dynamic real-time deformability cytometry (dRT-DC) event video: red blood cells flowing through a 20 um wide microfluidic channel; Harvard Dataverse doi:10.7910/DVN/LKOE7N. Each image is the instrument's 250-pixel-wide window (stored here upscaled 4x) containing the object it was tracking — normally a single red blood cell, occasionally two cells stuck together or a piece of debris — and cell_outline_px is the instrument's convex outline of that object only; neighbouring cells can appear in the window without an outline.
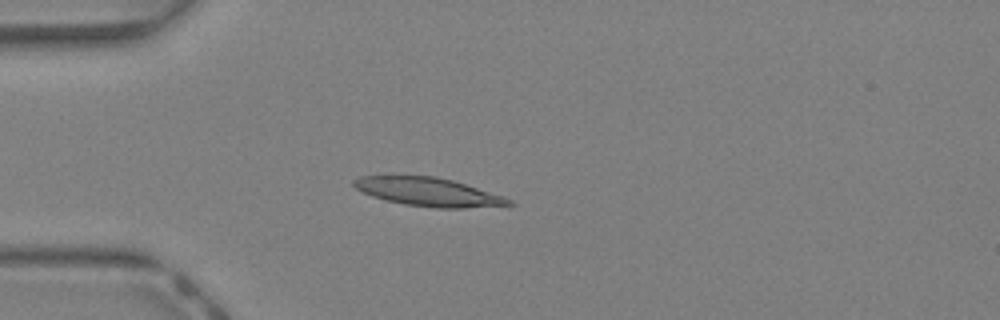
{"species": "Egyptian fruit bat (a non-hibernating species)", "species_latin": "Rousettus aegyptiacus", "temperature_condition": "warm", "stored_images_in_passage": 34, "camera_frame_rate_fps": 3000, "um_per_image_px": 0.085, "animal": {"sex": "female"}, "frame": {"image": 1, "passage_image": 3, "time_ms": 0.667, "image_size_px": [1000, 320], "cell_outline_px": [[516, 204], [464, 208], [436, 208], [404, 204], [384, 200], [372, 196], [356, 188], [352, 184], [352, 180], [360, 176], [384, 172], [392, 172], [436, 176], [452, 180], [504, 196], [512, 200]], "centroid_in_image_um": [36.27, 16.25], "position_along_channel_um": 48.7, "area_um2": 26.82}}
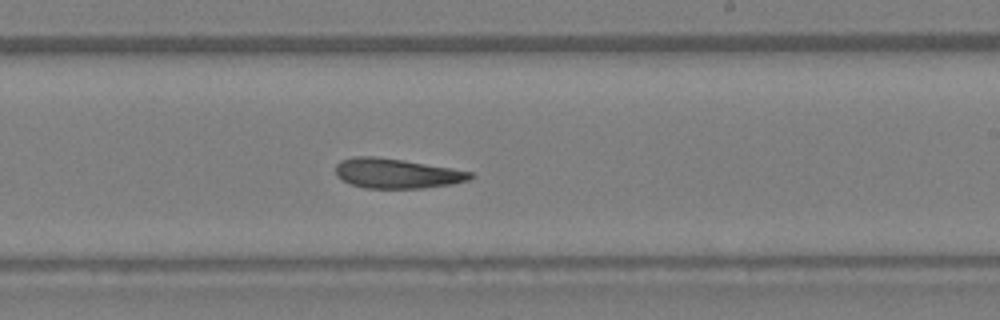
{"frame": {"image": 2, "passage_image": 17, "time_ms": 5.333, "image_size_px": [1000, 320], "cell_outline_px": [[476, 176], [468, 180], [452, 184], [424, 188], [364, 188], [352, 184], [336, 176], [336, 164], [340, 160], [352, 156], [376, 156], [404, 160], [452, 168], [472, 172]], "centroid_in_image_um": [33.72, 14.73], "position_along_channel_um": 255.3, "area_um2": 23.52}}
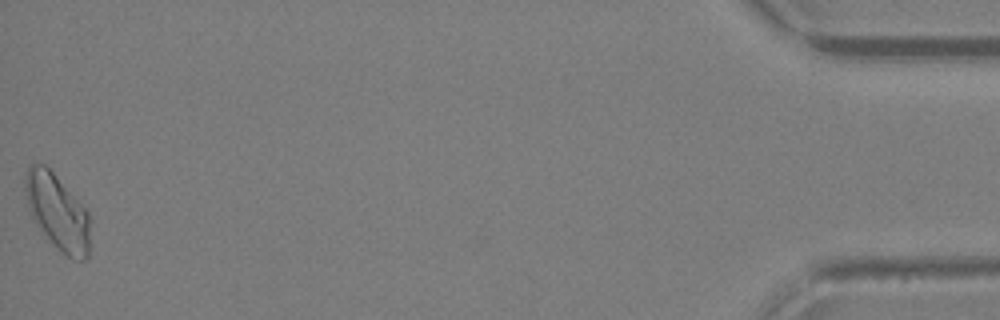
{"frame": {"image": 3, "passage_image": 34, "time_ms": 11.0, "image_size_px": [1000, 320], "cell_outline_px": [[88, 256], [84, 260], [72, 260], [64, 256], [32, 220], [28, 212], [24, 192], [24, 176], [28, 164], [44, 164], [52, 172], [88, 212]], "centroid_in_image_um": [4.81, 18.02], "position_along_channel_um": 430.4, "area_um2": 28.5}, "authors_computed_cell_mechanics": {"area_um2": 24.276, "velocity_mm_per_s": 4.7931, "shape_relaxation_time_tau1_ms": null, "shape_relaxation_time_tau2_ms": 6.1741, "deformation_change_tau1": null, "deformation_change_tau2": 0.1808}}